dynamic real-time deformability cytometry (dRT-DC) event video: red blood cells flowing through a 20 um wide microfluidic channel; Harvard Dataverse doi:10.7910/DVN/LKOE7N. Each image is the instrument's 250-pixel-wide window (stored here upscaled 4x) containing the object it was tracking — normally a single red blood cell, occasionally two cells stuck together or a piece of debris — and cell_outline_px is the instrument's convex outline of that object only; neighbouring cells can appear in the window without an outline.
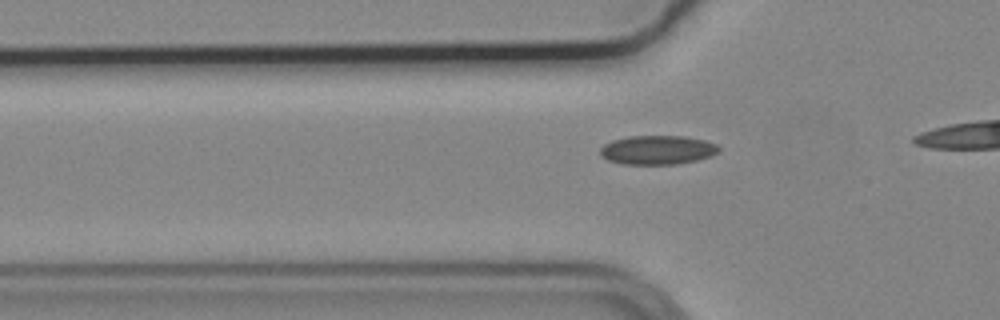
{"species": "common noctule bat (a hibernating species)", "species_latin": "Nyctalus noctula", "temperature_condition": "cold", "stored_images_in_passage": 11, "camera_frame_rate_fps": 3000, "um_per_image_px": 0.085, "animal": {"sex": "male", "body_mass_g": 19.2, "forearm_length_mm": 51.8}, "frame": {"image": 1, "passage_image": 5, "time_ms": 1.333, "image_size_px": [1000, 320], "cell_outline_px": [[720, 152], [712, 156], [696, 160], [676, 164], [624, 164], [608, 160], [600, 156], [600, 148], [604, 144], [612, 140], [628, 136], [684, 136], [704, 140], [716, 144], [720, 148]], "centroid_in_image_um": [55.89, 12.74], "position_along_channel_um": 69.9, "area_um2": 20.17}}
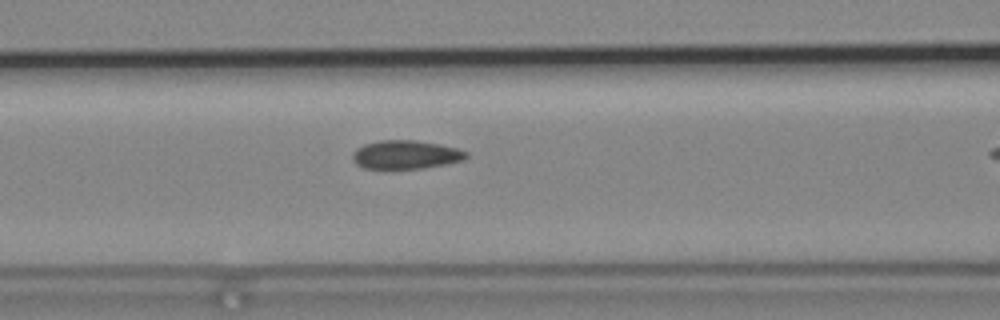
{"frame": {"image": 2, "passage_image": 10, "time_ms": 3.0, "image_size_px": [1000, 320], "cell_outline_px": [[468, 156], [464, 160], [424, 168], [364, 168], [356, 164], [352, 160], [352, 152], [356, 148], [364, 144], [380, 140], [416, 140], [440, 144], [456, 148], [468, 152]], "centroid_in_image_um": [34.47, 13.13], "position_along_channel_um": 132.1, "area_um2": 18.96}}